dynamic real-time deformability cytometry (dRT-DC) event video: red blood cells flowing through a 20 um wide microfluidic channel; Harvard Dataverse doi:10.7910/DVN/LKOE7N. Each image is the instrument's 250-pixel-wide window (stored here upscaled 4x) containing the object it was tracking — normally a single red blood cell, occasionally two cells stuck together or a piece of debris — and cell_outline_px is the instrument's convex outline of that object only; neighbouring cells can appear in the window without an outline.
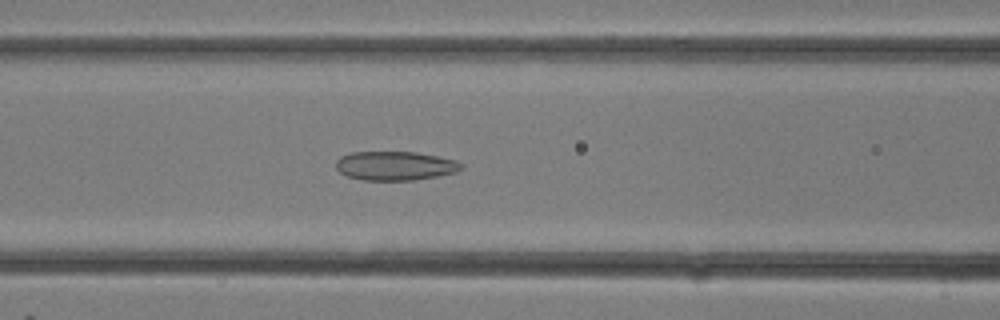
{"species": "common noctule bat (a hibernating species)", "species_latin": "Nyctalus noctula", "temperature_condition": "room temperature", "stored_images_in_passage": 14, "camera_frame_rate_fps": 3000, "um_per_image_px": 0.085, "animal": {"sex": "female"}, "frame": {"image": 1, "passage_image": 10, "time_ms": 3.0, "image_size_px": [1000, 320], "cell_outline_px": [[464, 168], [456, 172], [436, 176], [412, 180], [364, 180], [348, 176], [340, 172], [336, 168], [336, 160], [340, 156], [352, 152], [416, 152], [456, 160]], "centroid_in_image_um": [33.56, 14.09], "position_along_channel_um": 133.0, "area_um2": 21.04}}
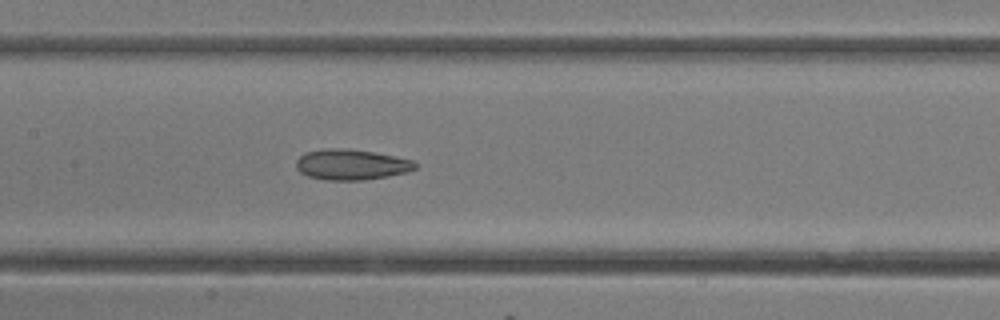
{"frame": {"image": 2, "passage_image": 12, "time_ms": 3.667, "image_size_px": [1000, 320], "cell_outline_px": [[416, 168], [408, 172], [388, 176], [364, 180], [328, 180], [308, 176], [300, 172], [296, 168], [296, 160], [304, 152], [328, 148], [348, 148], [396, 156], [412, 160], [416, 164]], "centroid_in_image_um": [29.85, 13.98], "position_along_channel_um": 177.6, "area_um2": 21.27}}
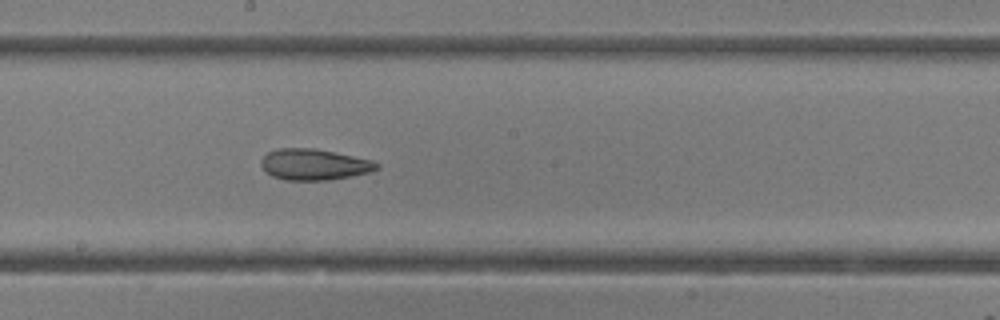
{"frame": {"image": 3, "passage_image": 14, "time_ms": 4.333, "image_size_px": [1000, 320], "cell_outline_px": [[380, 168], [372, 172], [352, 176], [328, 180], [284, 180], [272, 176], [264, 172], [260, 164], [260, 160], [268, 152], [280, 148], [316, 148], [372, 160], [380, 164]], "centroid_in_image_um": [26.7, 13.99], "position_along_channel_um": 221.5, "area_um2": 21.21}}